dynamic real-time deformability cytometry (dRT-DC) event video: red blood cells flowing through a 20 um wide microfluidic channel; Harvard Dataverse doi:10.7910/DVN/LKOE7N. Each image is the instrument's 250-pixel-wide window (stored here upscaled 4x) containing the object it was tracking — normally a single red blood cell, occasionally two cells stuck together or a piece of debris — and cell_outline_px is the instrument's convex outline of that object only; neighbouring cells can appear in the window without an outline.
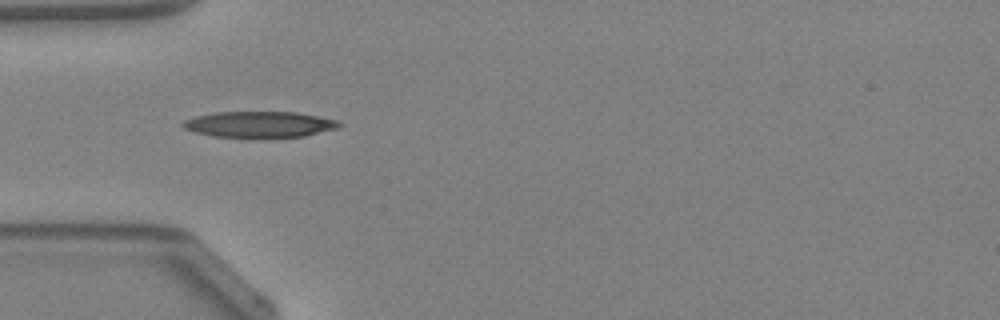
{"species": "Egyptian fruit bat (a non-hibernating species)", "species_latin": "Rousettus aegyptiacus", "temperature_condition": "warm", "stored_images_in_passage": 29, "camera_frame_rate_fps": 3000, "um_per_image_px": 0.085, "animal": {"sex": "female"}, "frame": {"image": 1, "passage_image": 1, "time_ms": 0.0, "image_size_px": [1000, 320], "cell_outline_px": [[340, 128], [304, 136], [212, 136], [196, 132], [184, 128], [180, 124], [184, 120], [196, 116], [216, 112], [296, 112], [336, 120], [340, 124]], "centroid_in_image_um": [22.04, 10.55], "position_along_channel_um": 63.0, "area_um2": 23.12}, "authors_computed_cell_mechanics": {"area_um2": 23.12, "velocity_mm_per_s": 4.3001, "shape_relaxation_time_tau1_ms": 7.3024, "shape_relaxation_time_tau2_ms": null, "deformation_change_tau1": 0.2111, "deformation_change_tau2": null}}